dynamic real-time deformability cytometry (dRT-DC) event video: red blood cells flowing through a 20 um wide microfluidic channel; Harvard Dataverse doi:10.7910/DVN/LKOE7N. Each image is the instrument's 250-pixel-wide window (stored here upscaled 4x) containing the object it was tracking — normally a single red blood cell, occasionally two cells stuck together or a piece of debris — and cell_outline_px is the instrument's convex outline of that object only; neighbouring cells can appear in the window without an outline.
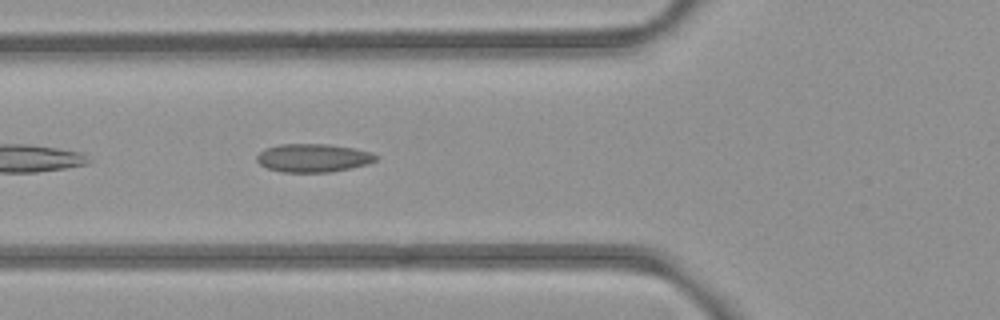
{"species": "common noctule bat (a hibernating species)", "species_latin": "Nyctalus noctula", "temperature_condition": "room temperature", "stored_images_in_passage": 2, "camera_frame_rate_fps": 3000, "um_per_image_px": 0.085, "animal": {"sex": "female", "body_mass_g": 21.9}, "frame": {"image": 1, "passage_image": 2, "time_ms": 1.0, "image_size_px": [1000, 320], "cell_outline_px": [[376, 160], [368, 164], [328, 172], [280, 172], [268, 168], [260, 164], [256, 160], [256, 156], [264, 148], [280, 144], [328, 144], [352, 148], [372, 152], [376, 156]], "centroid_in_image_um": [26.58, 13.42], "position_along_channel_um": 99.2, "area_um2": 19.54}}